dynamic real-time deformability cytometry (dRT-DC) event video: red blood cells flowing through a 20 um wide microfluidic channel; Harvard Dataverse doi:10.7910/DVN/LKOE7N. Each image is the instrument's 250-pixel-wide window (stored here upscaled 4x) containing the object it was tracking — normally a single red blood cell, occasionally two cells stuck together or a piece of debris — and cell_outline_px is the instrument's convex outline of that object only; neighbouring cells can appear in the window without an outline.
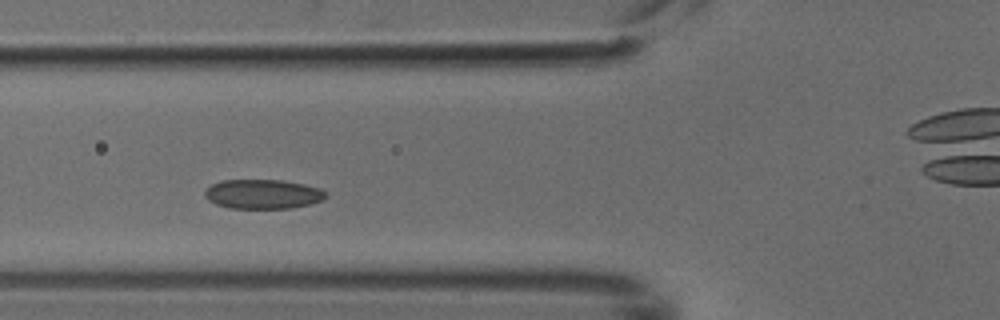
{"species": "common noctule bat (a hibernating species)", "species_latin": "Nyctalus noctula", "temperature_condition": "cold", "stored_images_in_passage": 4, "camera_frame_rate_fps": 3000, "um_per_image_px": 0.085, "animal": {"sex": "male", "body_mass_g": 18.8}, "frame": {"image": 1, "passage_image": 2, "time_ms": 0.333, "image_size_px": [1000, 320], "cell_outline_px": [[328, 196], [324, 200], [312, 204], [292, 208], [228, 208], [216, 204], [208, 200], [204, 196], [204, 192], [212, 184], [224, 180], [280, 180], [304, 184], [320, 188], [328, 192]], "centroid_in_image_um": [22.4, 16.5], "position_along_channel_um": 103.4, "area_um2": 20.92}}
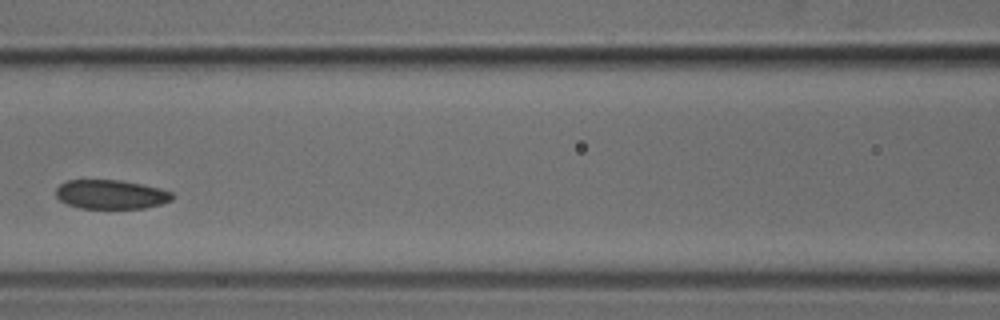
{"frame": {"image": 2, "passage_image": 3, "time_ms": 0.667, "image_size_px": [1000, 320], "cell_outline_px": [[172, 200], [160, 204], [144, 208], [80, 208], [68, 204], [60, 200], [56, 196], [56, 188], [60, 184], [68, 180], [120, 180], [160, 188], [172, 192]], "centroid_in_image_um": [9.42, 16.52], "position_along_channel_um": 157.2, "area_um2": 19.59}}
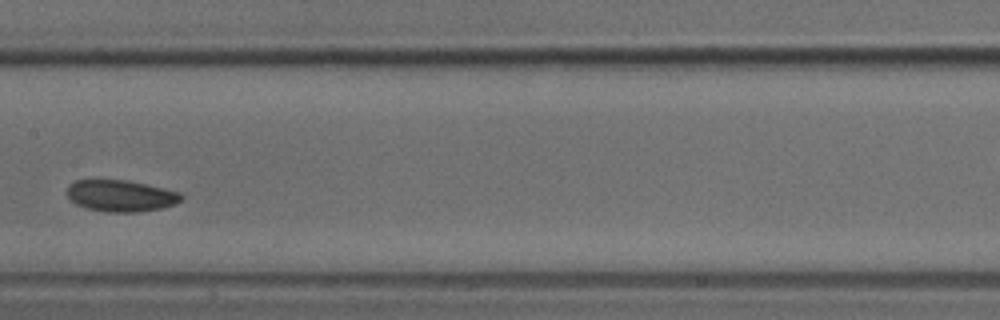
{"frame": {"image": 3, "passage_image": 4, "time_ms": 1.0, "image_size_px": [1000, 320], "cell_outline_px": [[184, 196], [176, 204], [160, 208], [136, 212], [108, 212], [88, 208], [76, 204], [68, 196], [68, 184], [76, 180], [128, 180], [164, 188], [180, 192]], "centroid_in_image_um": [10.29, 16.63], "position_along_channel_um": 197.1, "area_um2": 20.87}}